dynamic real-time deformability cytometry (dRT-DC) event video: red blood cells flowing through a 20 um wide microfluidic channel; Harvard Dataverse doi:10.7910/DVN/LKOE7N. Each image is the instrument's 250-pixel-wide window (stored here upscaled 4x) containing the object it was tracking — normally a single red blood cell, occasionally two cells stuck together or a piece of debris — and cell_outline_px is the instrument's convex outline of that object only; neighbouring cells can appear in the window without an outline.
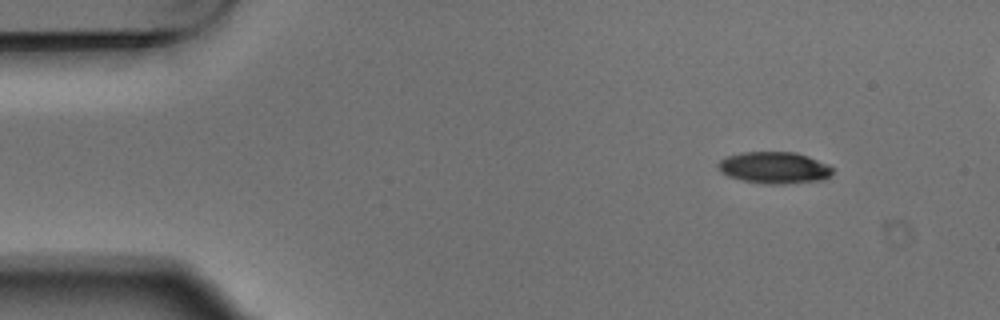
{"species": "Egyptian fruit bat (a non-hibernating species)", "species_latin": "Rousettus aegyptiacus", "temperature_condition": "warm", "stored_images_in_passage": 4, "camera_frame_rate_fps": 3000, "um_per_image_px": 0.085, "animal": {"sex": "male"}, "frame": {"image": 1, "passage_image": 1, "time_ms": 0.0, "image_size_px": [1000, 320], "cell_outline_px": [[832, 172], [824, 180], [784, 184], [768, 184], [744, 180], [728, 176], [720, 172], [716, 164], [720, 160], [728, 156], [740, 152], [796, 152], [808, 156], [828, 164], [832, 168]], "centroid_in_image_um": [65.8, 14.25], "position_along_channel_um": 19.2, "area_um2": 21.15}}